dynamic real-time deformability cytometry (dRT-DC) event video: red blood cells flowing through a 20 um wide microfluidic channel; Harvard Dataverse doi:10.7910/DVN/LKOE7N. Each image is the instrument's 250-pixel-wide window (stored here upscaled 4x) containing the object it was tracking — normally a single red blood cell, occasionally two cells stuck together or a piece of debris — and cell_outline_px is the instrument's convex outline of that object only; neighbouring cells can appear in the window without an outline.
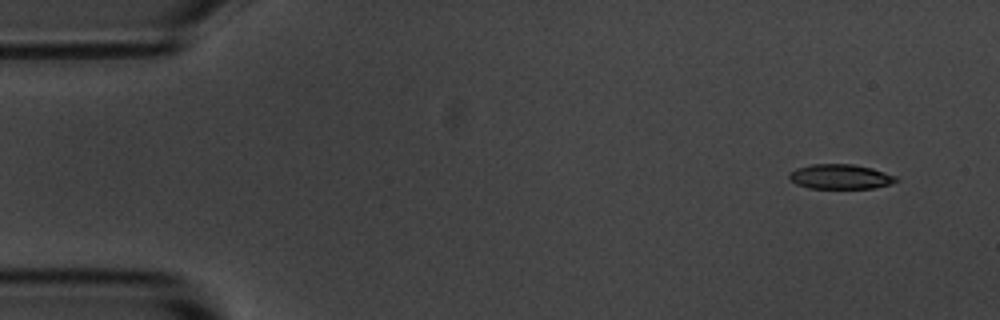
{"species": "common noctule bat (a hibernating species)", "species_latin": "Nyctalus noctula", "temperature_condition": "room temperature", "stored_images_in_passage": 4, "camera_frame_rate_fps": 3000, "um_per_image_px": 0.085, "animal": {"sex": "male", "body_mass_g": 20.1, "forearm_length_mm": 53.5}, "frame": {"image": 1, "passage_image": 1, "time_ms": 0.0, "image_size_px": [1000, 320], "cell_outline_px": [[900, 180], [888, 184], [872, 188], [808, 188], [796, 184], [788, 176], [788, 172], [796, 168], [812, 164], [852, 164], [872, 168], [896, 176]], "centroid_in_image_um": [71.4, 15.01], "position_along_channel_um": 13.6, "area_um2": 15.37}}
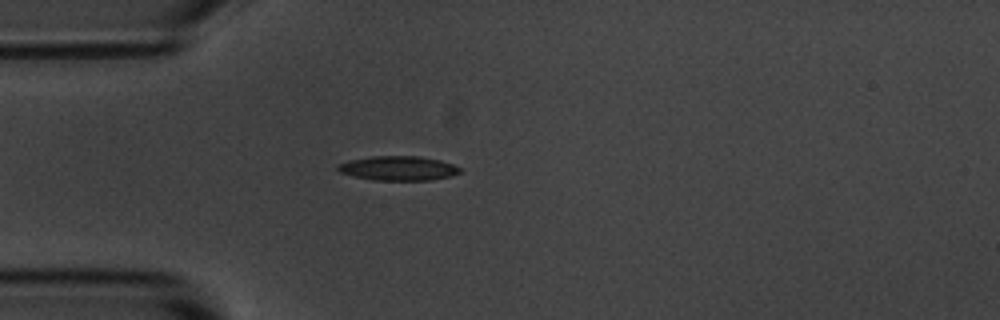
{"frame": {"image": 2, "passage_image": 4, "time_ms": 3.667, "image_size_px": [1000, 320], "cell_outline_px": [[460, 172], [452, 176], [428, 180], [376, 180], [356, 176], [340, 172], [336, 168], [336, 164], [348, 160], [372, 156], [420, 156], [440, 160], [452, 164], [460, 168]], "centroid_in_image_um": [33.84, 14.29], "position_along_channel_um": 51.2, "area_um2": 17.28}}